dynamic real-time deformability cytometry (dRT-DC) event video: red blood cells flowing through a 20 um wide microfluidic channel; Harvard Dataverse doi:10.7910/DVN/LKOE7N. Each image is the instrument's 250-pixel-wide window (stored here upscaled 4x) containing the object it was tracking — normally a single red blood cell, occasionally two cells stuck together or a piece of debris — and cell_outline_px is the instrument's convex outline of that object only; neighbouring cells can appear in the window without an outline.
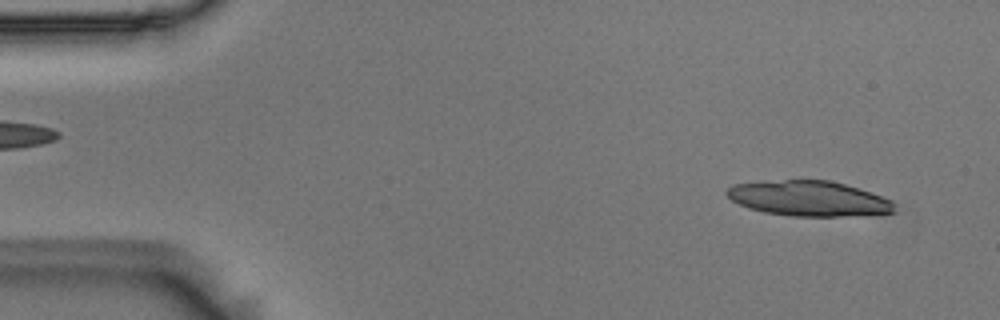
{"species": "Egyptian fruit bat (a non-hibernating species)", "species_latin": "Rousettus aegyptiacus", "temperature_condition": "room temperature", "stored_images_in_passage": 5, "camera_frame_rate_fps": 3000, "um_per_image_px": 0.085, "animal": {"sex": "male"}, "frame": {"image": 1, "passage_image": 1, "time_ms": 0.0, "image_size_px": [1000, 320], "cell_outline_px": [[896, 212], [840, 216], [792, 216], [764, 212], [748, 208], [732, 200], [724, 192], [732, 184], [784, 180], [828, 180], [844, 184], [872, 192], [892, 200]], "centroid_in_image_um": [68.74, 16.87], "position_along_channel_um": 16.3, "area_um2": 34.16}}
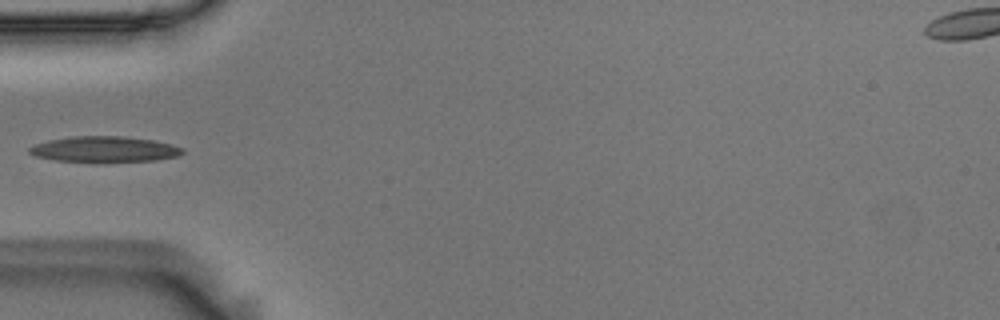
{"frame": {"image": 2, "passage_image": 4, "time_ms": 1.0, "image_size_px": [1000, 320], "cell_outline_px": [[184, 152], [176, 156], [156, 160], [92, 164], [52, 160], [36, 156], [28, 152], [28, 148], [36, 144], [48, 140], [72, 136], [124, 136], [152, 140], [172, 144], [184, 148]], "centroid_in_image_um": [8.85, 12.72], "position_along_channel_um": 76.2, "area_um2": 23.76}}
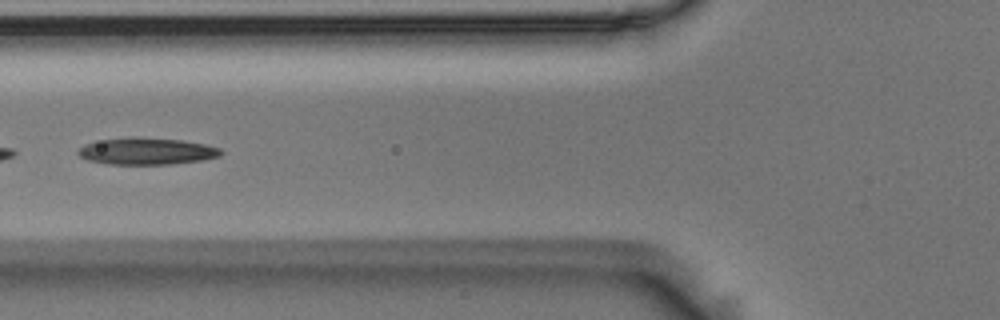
{"frame": {"image": 3, "passage_image": 5, "time_ms": 1.333, "image_size_px": [1000, 320], "cell_outline_px": [[224, 152], [220, 156], [204, 160], [168, 164], [108, 164], [88, 160], [80, 156], [76, 152], [84, 144], [104, 140], [180, 140], [204, 144], [220, 148]], "centroid_in_image_um": [12.52, 12.91], "position_along_channel_um": 113.3, "area_um2": 21.15}}